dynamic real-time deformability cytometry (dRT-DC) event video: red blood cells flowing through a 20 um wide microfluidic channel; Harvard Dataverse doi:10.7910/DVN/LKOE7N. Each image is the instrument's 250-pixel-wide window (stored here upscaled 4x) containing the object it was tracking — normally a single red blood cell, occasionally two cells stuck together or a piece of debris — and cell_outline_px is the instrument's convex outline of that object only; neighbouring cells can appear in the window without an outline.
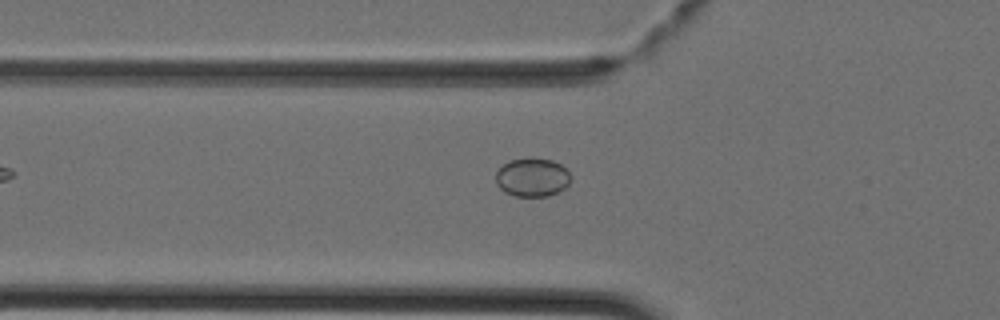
{"species": "Egyptian fruit bat (a non-hibernating species)", "species_latin": "Rousettus aegyptiacus", "temperature_condition": "cold", "stored_images_in_passage": 6, "camera_frame_rate_fps": 3000, "um_per_image_px": 0.085, "animal": {"sex": "female"}, "frame": {"image": 1, "passage_image": 6, "time_ms": 1.667, "image_size_px": [1000, 320], "cell_outline_px": [[572, 176], [568, 184], [564, 188], [548, 196], [516, 196], [504, 192], [496, 184], [496, 172], [508, 160], [528, 156], [532, 156], [552, 160], [560, 164]], "centroid_in_image_um": [45.22, 15.04], "position_along_channel_um": 80.6, "area_um2": 17.11}}